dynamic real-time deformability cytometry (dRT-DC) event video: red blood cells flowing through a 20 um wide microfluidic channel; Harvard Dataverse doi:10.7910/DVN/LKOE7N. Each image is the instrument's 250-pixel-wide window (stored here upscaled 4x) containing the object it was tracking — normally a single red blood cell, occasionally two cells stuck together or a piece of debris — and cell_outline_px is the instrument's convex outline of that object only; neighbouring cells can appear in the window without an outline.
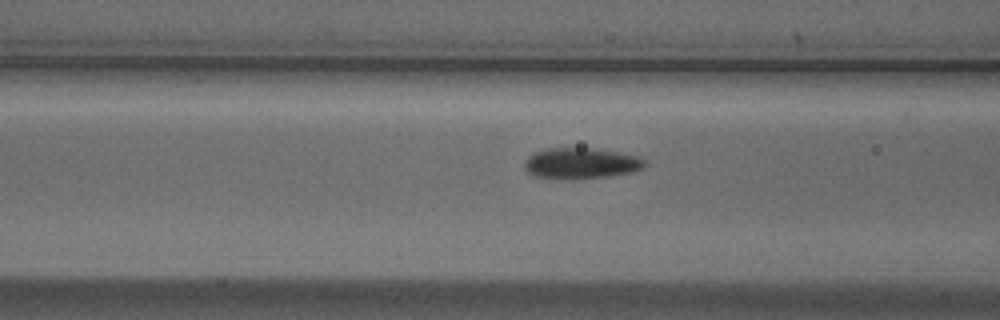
{"species": "Egyptian fruit bat (a non-hibernating species)", "species_latin": "Rousettus aegyptiacus", "temperature_condition": "cold", "stored_images_in_passage": 20, "camera_frame_rate_fps": 3000, "um_per_image_px": 0.085, "animal": {"sex": "male"}, "frame": {"image": 1, "passage_image": 18, "time_ms": 5.667, "image_size_px": [1000, 320], "cell_outline_px": [[648, 164], [644, 168], [632, 172], [608, 176], [572, 180], [568, 180], [536, 176], [528, 172], [524, 168], [524, 160], [528, 156], [536, 152], [548, 148], [588, 148], [620, 152], [636, 156], [644, 160]], "centroid_in_image_um": [49.38, 13.89], "position_along_channel_um": 117.2, "area_um2": 21.79}}